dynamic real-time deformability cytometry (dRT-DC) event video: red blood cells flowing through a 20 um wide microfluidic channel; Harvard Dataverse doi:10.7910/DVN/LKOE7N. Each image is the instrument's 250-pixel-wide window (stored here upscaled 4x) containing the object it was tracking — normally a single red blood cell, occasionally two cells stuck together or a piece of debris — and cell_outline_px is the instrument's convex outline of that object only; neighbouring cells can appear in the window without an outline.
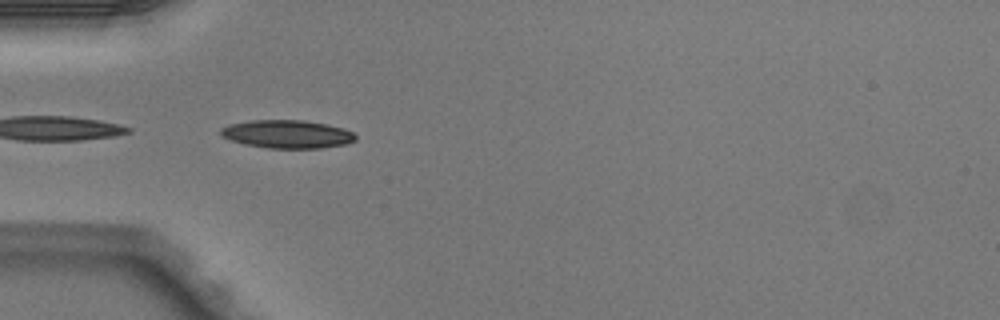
{"species": "Egyptian fruit bat (a non-hibernating species)", "species_latin": "Rousettus aegyptiacus", "temperature_condition": "warm", "stored_images_in_passage": 6, "camera_frame_rate_fps": 3000, "um_per_image_px": 0.085, "animal": {"sex": "male"}, "frame": {"image": 1, "passage_image": 5, "time_ms": 1.333, "image_size_px": [1000, 320], "cell_outline_px": [[356, 140], [344, 144], [320, 148], [268, 148], [244, 144], [220, 136], [220, 128], [228, 124], [252, 120], [304, 120], [328, 124], [344, 128], [352, 132], [356, 136]], "centroid_in_image_um": [24.39, 11.39], "position_along_channel_um": 60.6, "area_um2": 22.2}}
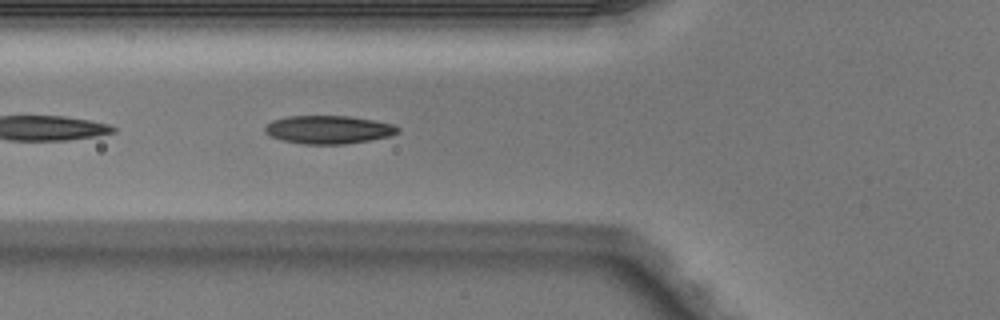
{"frame": {"image": 2, "passage_image": 6, "time_ms": 1.667, "image_size_px": [1000, 320], "cell_outline_px": [[400, 132], [388, 136], [368, 140], [344, 144], [304, 144], [280, 140], [264, 132], [264, 128], [272, 120], [288, 116], [348, 116], [376, 120], [392, 124], [400, 128]], "centroid_in_image_um": [27.92, 11.01], "position_along_channel_um": 97.9, "area_um2": 21.79}}